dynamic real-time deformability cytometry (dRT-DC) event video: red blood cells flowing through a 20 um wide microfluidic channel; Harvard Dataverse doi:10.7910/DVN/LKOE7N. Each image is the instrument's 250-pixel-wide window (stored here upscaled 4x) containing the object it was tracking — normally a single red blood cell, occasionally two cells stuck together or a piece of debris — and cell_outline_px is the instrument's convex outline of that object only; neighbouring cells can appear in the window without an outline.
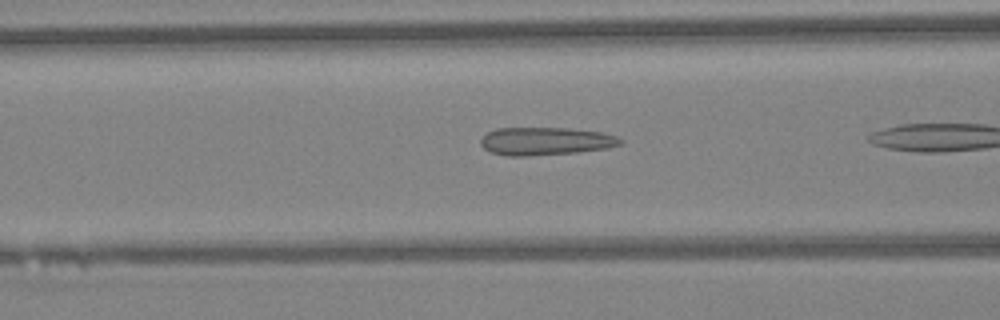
{"species": "Egyptian fruit bat (a non-hibernating species)", "species_latin": "Rousettus aegyptiacus", "temperature_condition": "warm", "stored_images_in_passage": 22, "camera_frame_rate_fps": 3000, "um_per_image_px": 0.085, "animal": {"sex": "female"}, "frame": {"image": 1, "passage_image": 16, "time_ms": 5.0, "image_size_px": [1000, 320], "cell_outline_px": [[624, 140], [620, 144], [608, 148], [576, 152], [528, 156], [508, 156], [492, 152], [484, 148], [480, 144], [480, 140], [488, 132], [496, 128], [568, 128], [600, 132], [616, 136]], "centroid_in_image_um": [46.36, 12.0], "position_along_channel_um": 120.2, "area_um2": 22.6}}